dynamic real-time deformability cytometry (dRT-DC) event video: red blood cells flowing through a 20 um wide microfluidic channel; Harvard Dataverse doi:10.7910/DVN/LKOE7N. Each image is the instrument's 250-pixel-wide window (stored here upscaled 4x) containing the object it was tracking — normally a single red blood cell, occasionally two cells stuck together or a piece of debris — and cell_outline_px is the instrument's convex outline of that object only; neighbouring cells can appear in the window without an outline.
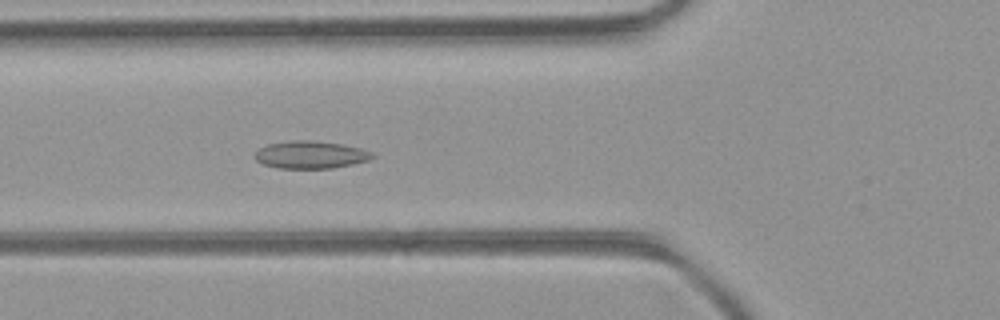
{"species": "common noctule bat (a hibernating species)", "species_latin": "Nyctalus noctula", "temperature_condition": "room temperature", "stored_images_in_passage": 48, "camera_frame_rate_fps": 3000, "um_per_image_px": 0.085, "animal": {"sex": "female", "body_mass_g": 21.9}, "frame": {"image": 1, "passage_image": 17, "time_ms": 5.333, "image_size_px": [1000, 320], "cell_outline_px": [[376, 156], [368, 160], [352, 164], [332, 168], [276, 168], [264, 164], [256, 160], [256, 152], [260, 148], [268, 144], [292, 140], [312, 140], [340, 144], [360, 148], [372, 152]], "centroid_in_image_um": [26.41, 13.15], "position_along_channel_um": 99.4, "area_um2": 18.67}}
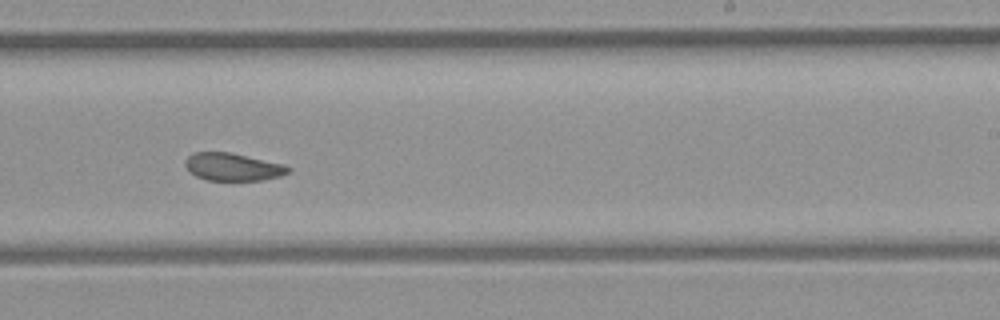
{"frame": {"image": 2, "passage_image": 29, "time_ms": 9.333, "image_size_px": [1000, 320], "cell_outline_px": [[292, 168], [288, 172], [280, 176], [264, 180], [208, 180], [196, 176], [188, 172], [184, 164], [184, 160], [192, 152], [232, 152], [284, 164]], "centroid_in_image_um": [19.76, 14.17], "position_along_channel_um": 269.2, "area_um2": 16.82}}
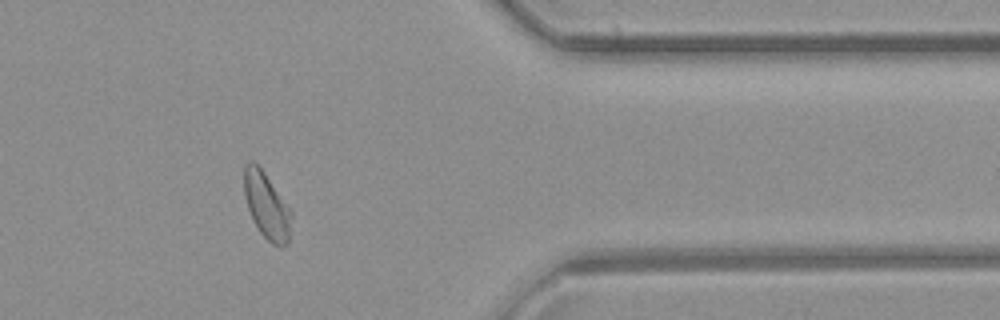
{"frame": {"image": 3, "passage_image": 39, "time_ms": 12.667, "image_size_px": [1000, 320], "cell_outline_px": [[292, 216], [288, 244], [280, 248], [272, 244], [260, 232], [252, 220], [244, 196], [244, 164], [252, 160], [264, 172], [292, 212]], "centroid_in_image_um": [22.66, 17.51], "position_along_channel_um": 388.7, "area_um2": 18.21}, "authors_computed_cell_mechanics": {"area_um2": 18.4671, "velocity_mm_per_s": 4.2355, "shape_relaxation_time_tau1_ms": null, "shape_relaxation_time_tau2_ms": 1.4584, "deformation_change_tau1": null, "deformation_change_tau2": 0.0546}}